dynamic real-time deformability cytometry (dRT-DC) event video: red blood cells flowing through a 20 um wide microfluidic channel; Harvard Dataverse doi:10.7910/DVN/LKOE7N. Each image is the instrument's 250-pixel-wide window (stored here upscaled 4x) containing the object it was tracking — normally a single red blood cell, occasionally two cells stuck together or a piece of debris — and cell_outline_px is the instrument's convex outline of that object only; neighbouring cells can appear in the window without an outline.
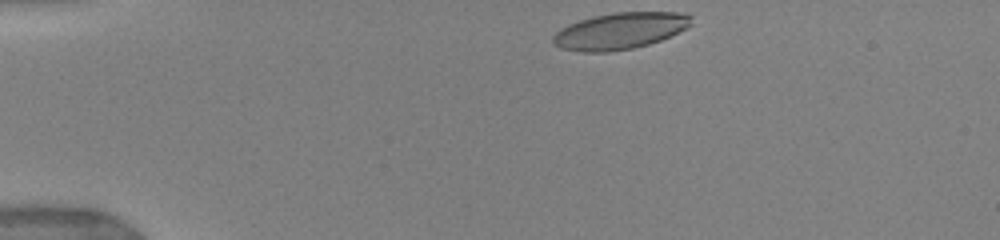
{"species": "human", "species_latin": "Homo sapiens", "temperature_condition": "warm", "stored_images_in_passage": 4, "camera_frame_rate_fps": 3000, "um_per_image_px": 0.085, "donor": {"sex": "female"}, "frame": {"image": 1, "passage_image": 1, "time_ms": 0.0, "image_size_px": [1000, 240], "cell_outline_px": [[692, 24], [688, 28], [660, 40], [648, 44], [632, 48], [608, 52], [584, 52], [560, 48], [552, 44], [552, 36], [560, 28], [568, 24], [592, 16], [612, 12], [676, 12], [692, 16]], "centroid_in_image_um": [52.67, 2.62], "position_along_channel_um": 32.3, "area_um2": 29.59}}